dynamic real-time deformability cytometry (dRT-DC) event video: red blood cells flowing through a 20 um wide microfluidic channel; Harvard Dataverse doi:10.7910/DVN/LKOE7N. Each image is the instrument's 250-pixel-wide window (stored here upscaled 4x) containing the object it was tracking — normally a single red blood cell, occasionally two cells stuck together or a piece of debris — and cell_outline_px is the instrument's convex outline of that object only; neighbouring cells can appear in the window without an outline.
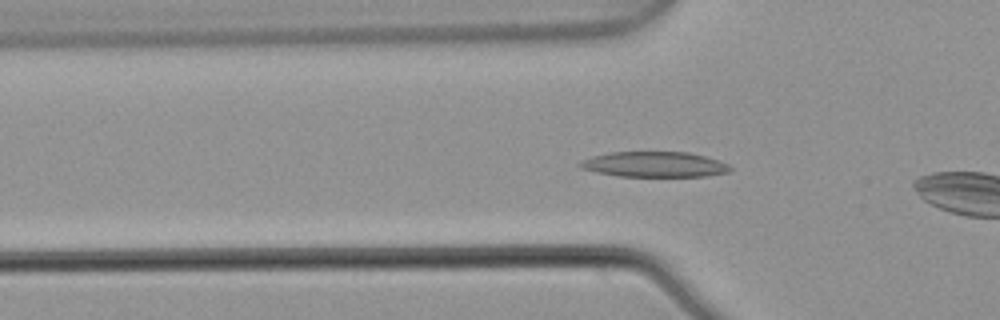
{"species": "common noctule bat (a hibernating species)", "species_latin": "Nyctalus noctula", "temperature_condition": "warm", "stored_images_in_passage": 3, "camera_frame_rate_fps": 3000, "um_per_image_px": 0.085, "animal": {"sex": "male", "body_mass_g": 21.5, "forearm_length_mm": 52.0}, "frame": {"image": 1, "passage_image": 2, "time_ms": 0.333, "image_size_px": [1000, 320], "cell_outline_px": [[732, 168], [728, 172], [708, 176], [620, 176], [596, 172], [580, 168], [576, 164], [580, 160], [592, 156], [608, 152], [688, 152], [704, 156], [728, 164]], "centroid_in_image_um": [55.57, 13.97], "position_along_channel_um": 70.2, "area_um2": 22.2}}